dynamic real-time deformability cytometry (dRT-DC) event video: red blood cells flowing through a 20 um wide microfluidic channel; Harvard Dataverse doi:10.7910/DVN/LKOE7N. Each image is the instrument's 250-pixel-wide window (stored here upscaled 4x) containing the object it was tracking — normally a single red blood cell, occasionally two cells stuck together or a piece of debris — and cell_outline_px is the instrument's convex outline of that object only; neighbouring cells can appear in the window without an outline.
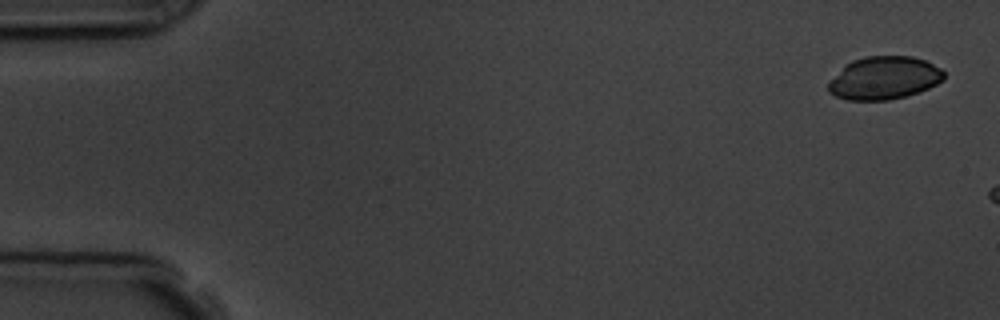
{"species": "common noctule bat (a hibernating species)", "species_latin": "Nyctalus noctula", "temperature_condition": "room temperature", "stored_images_in_passage": 3, "camera_frame_rate_fps": 3000, "um_per_image_px": 0.085, "animal": {"sex": "male", "body_mass_g": 19.5, "forearm_length_mm": 54.6}, "frame": {"image": 1, "passage_image": 1, "time_ms": 0.0, "image_size_px": [1000, 320], "cell_outline_px": [[944, 80], [928, 88], [904, 96], [888, 100], [848, 100], [836, 96], [828, 92], [828, 80], [844, 64], [852, 60], [864, 56], [912, 56], [924, 60], [940, 68], [944, 72]], "centroid_in_image_um": [75.1, 6.62], "position_along_channel_um": 9.9, "area_um2": 29.02}}